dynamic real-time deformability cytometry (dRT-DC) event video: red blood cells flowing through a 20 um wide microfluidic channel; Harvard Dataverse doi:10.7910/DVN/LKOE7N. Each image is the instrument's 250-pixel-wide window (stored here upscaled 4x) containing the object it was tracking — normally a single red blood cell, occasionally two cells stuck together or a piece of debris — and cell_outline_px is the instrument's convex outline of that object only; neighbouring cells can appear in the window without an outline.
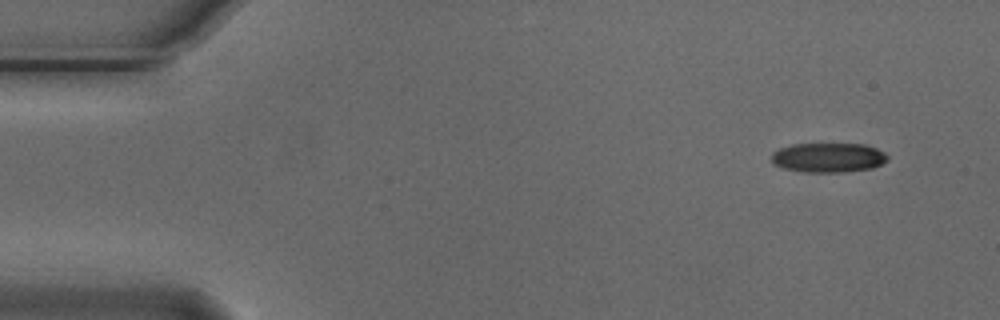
{"species": "Egyptian fruit bat (a non-hibernating species)", "species_latin": "Rousettus aegyptiacus", "temperature_condition": "cold", "stored_images_in_passage": 4, "camera_frame_rate_fps": 3000, "um_per_image_px": 0.085, "animal": {"sex": "male"}, "frame": {"image": 1, "passage_image": 1, "time_ms": 0.0, "image_size_px": [1000, 320], "cell_outline_px": [[888, 160], [872, 168], [844, 172], [804, 172], [784, 168], [772, 164], [772, 152], [780, 148], [792, 144], [864, 144], [876, 148], [884, 152], [888, 156]], "centroid_in_image_um": [70.4, 13.39], "position_along_channel_um": 14.6, "area_um2": 20.0}}
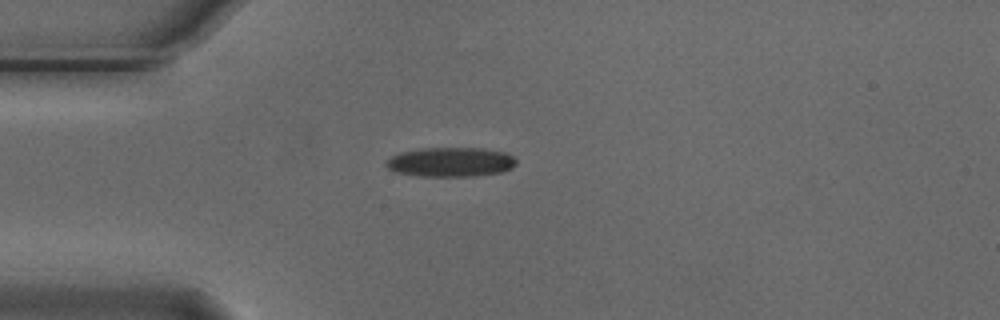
{"frame": {"image": 2, "passage_image": 4, "time_ms": 1.0, "image_size_px": [1000, 320], "cell_outline_px": [[516, 164], [512, 168], [500, 172], [476, 176], [420, 176], [396, 172], [388, 168], [384, 164], [392, 156], [400, 152], [424, 148], [484, 148], [504, 152], [512, 156], [516, 160]], "centroid_in_image_um": [38.31, 13.77], "position_along_channel_um": 46.7, "area_um2": 22.25}}